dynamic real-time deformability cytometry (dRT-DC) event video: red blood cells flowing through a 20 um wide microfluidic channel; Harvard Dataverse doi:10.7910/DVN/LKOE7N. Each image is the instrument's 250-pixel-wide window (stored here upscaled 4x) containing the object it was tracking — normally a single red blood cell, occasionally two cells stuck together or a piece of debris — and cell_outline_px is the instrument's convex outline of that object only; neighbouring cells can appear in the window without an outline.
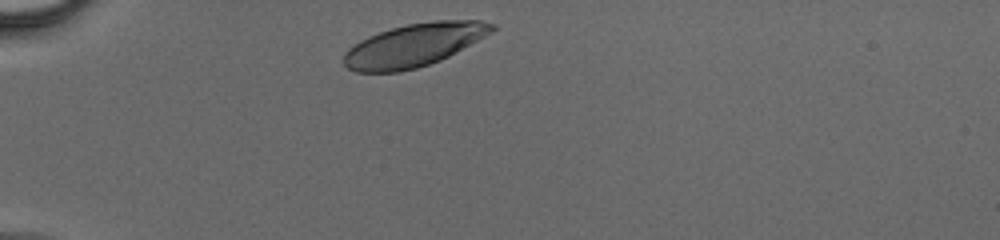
{"species": "human", "species_latin": "Homo sapiens", "temperature_condition": "cold", "stored_images_in_passage": 28, "camera_frame_rate_fps": 3000, "um_per_image_px": 0.085, "donor": {"sex": "male"}, "frame": {"image": 1, "passage_image": 1, "time_ms": 0.0, "image_size_px": [1000, 240], "cell_outline_px": [[496, 28], [492, 32], [448, 56], [440, 60], [416, 68], [400, 72], [356, 72], [348, 68], [344, 64], [344, 52], [348, 48], [360, 40], [368, 36], [392, 28], [408, 24], [436, 20], [480, 20], [496, 24]], "centroid_in_image_um": [35.18, 3.83], "position_along_channel_um": 49.8, "area_um2": 36.88}}
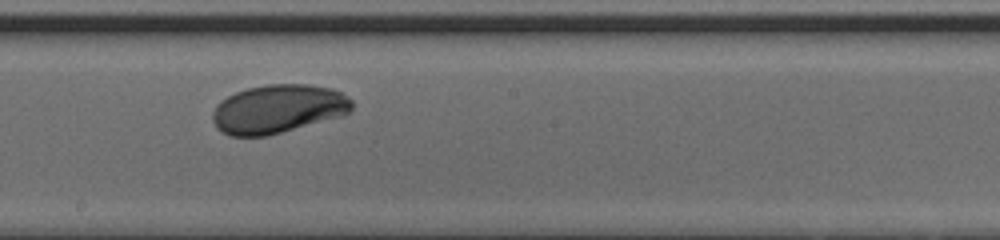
{"frame": {"image": 2, "passage_image": 15, "time_ms": 4.667, "image_size_px": [1000, 240], "cell_outline_px": [[352, 108], [344, 116], [268, 136], [228, 136], [220, 132], [216, 128], [212, 120], [212, 112], [216, 104], [220, 100], [236, 92], [248, 88], [268, 84], [308, 84], [332, 88], [348, 96], [352, 100]], "centroid_in_image_um": [23.62, 9.27], "position_along_channel_um": 224.6, "area_um2": 40.0}}
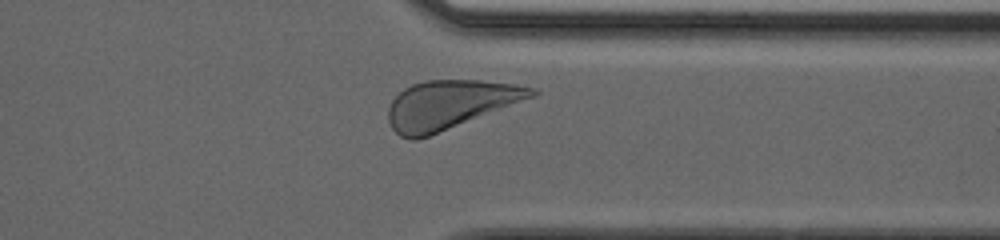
{"frame": {"image": 3, "passage_image": 25, "time_ms": 8.0, "image_size_px": [1000, 240], "cell_outline_px": [[540, 92], [536, 96], [428, 136], [416, 140], [408, 140], [400, 136], [392, 128], [388, 120], [388, 108], [392, 100], [404, 88], [412, 84], [424, 80], [480, 80], [516, 84], [536, 88]], "centroid_in_image_um": [38.24, 8.88], "position_along_channel_um": 373.2, "area_um2": 40.52}}